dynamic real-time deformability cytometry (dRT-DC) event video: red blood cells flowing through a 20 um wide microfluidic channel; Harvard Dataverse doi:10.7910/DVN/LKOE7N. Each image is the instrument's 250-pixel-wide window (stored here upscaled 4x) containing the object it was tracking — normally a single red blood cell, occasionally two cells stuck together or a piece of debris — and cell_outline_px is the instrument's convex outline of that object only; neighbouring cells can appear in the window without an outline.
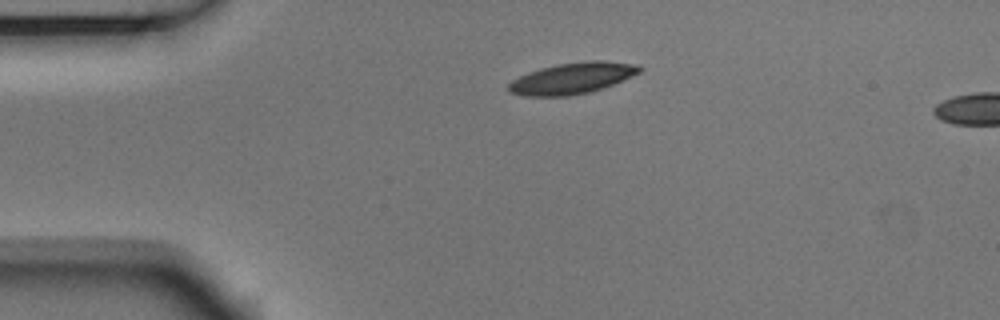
{"species": "Egyptian fruit bat (a non-hibernating species)", "species_latin": "Rousettus aegyptiacus", "temperature_condition": "room temperature", "stored_images_in_passage": 2, "camera_frame_rate_fps": 3000, "um_per_image_px": 0.085, "animal": {"sex": "male"}, "frame": {"image": 1, "passage_image": 1, "time_ms": 0.0, "image_size_px": [1000, 320], "cell_outline_px": [[644, 68], [640, 72], [632, 76], [612, 84], [588, 92], [568, 96], [524, 96], [508, 92], [508, 84], [512, 80], [520, 76], [540, 68], [556, 64], [584, 60], [604, 60], [640, 64]], "centroid_in_image_um": [48.66, 6.63], "position_along_channel_um": 36.3, "area_um2": 23.93}}